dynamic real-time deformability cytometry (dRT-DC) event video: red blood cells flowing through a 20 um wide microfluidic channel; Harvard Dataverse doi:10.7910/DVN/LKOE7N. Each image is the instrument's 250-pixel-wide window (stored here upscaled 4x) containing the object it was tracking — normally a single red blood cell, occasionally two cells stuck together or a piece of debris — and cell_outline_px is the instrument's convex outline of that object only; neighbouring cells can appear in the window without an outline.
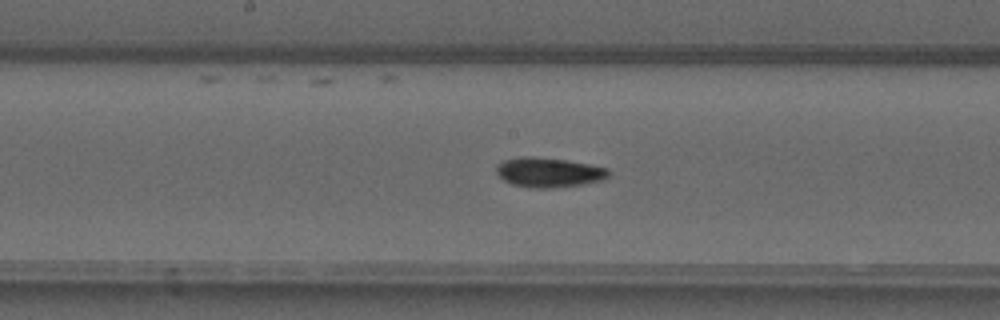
{"species": "common noctule bat (a hibernating species)", "species_latin": "Nyctalus noctula", "temperature_condition": "warm", "stored_images_in_passage": 50, "camera_frame_rate_fps": 3000, "um_per_image_px": 0.085, "animal": {"sex": "male", "forearm_length_mm": 52.5}, "frame": {"image": 1, "passage_image": 25, "time_ms": 8.0, "image_size_px": [1000, 320], "cell_outline_px": [[612, 172], [604, 180], [584, 184], [552, 188], [528, 188], [512, 184], [504, 180], [496, 172], [496, 168], [504, 160], [524, 156], [532, 156], [564, 160], [588, 164], [608, 168]], "centroid_in_image_um": [46.68, 14.66], "position_along_channel_um": 201.5, "area_um2": 19.42}}
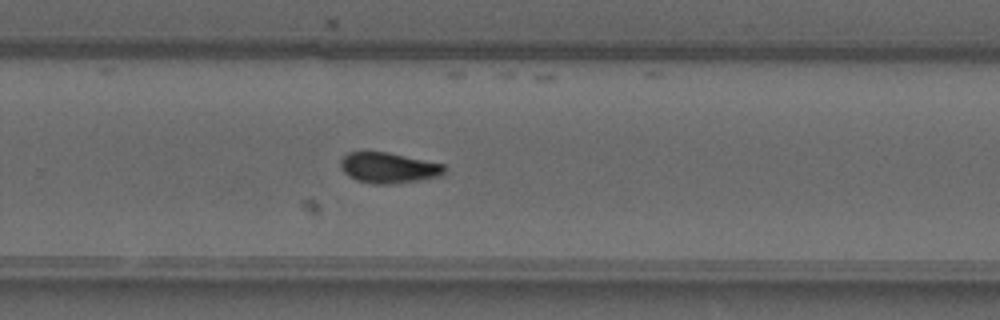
{"frame": {"image": 2, "passage_image": 32, "time_ms": 10.333, "image_size_px": [1000, 320], "cell_outline_px": [[448, 168], [440, 176], [392, 184], [372, 184], [356, 180], [348, 176], [340, 168], [340, 160], [348, 152], [388, 152], [444, 164]], "centroid_in_image_um": [33.01, 14.26], "position_along_channel_um": 296.8, "area_um2": 18.55}}
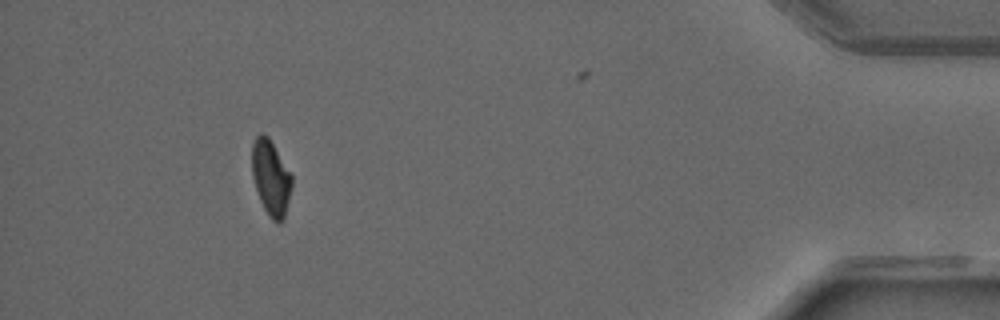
{"frame": {"image": 3, "passage_image": 45, "time_ms": 14.667, "image_size_px": [1000, 320], "cell_outline_px": [[292, 184], [284, 220], [280, 224], [276, 224], [268, 216], [260, 200], [252, 176], [252, 144], [256, 136], [260, 132], [268, 136], [292, 176]], "centroid_in_image_um": [23.02, 15.14], "position_along_channel_um": 412.2, "area_um2": 17.46}, "authors_computed_cell_mechanics": {"area_um2": 18.0047, "velocity_mm_per_s": 4.1076, "shape_relaxation_time_tau1_ms": 6.144, "shape_relaxation_time_tau2_ms": 5.5091, "deformation_change_tau1": 0.1697, "deformation_change_tau2": 0.0994}}